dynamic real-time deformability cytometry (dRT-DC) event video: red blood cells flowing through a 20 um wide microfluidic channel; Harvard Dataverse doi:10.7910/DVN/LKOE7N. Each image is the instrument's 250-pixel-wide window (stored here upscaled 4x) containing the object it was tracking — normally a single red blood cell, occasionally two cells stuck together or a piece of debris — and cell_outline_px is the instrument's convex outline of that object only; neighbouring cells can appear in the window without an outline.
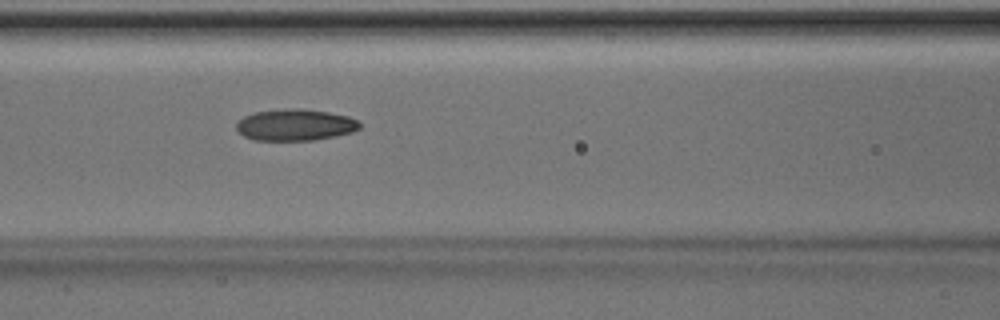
{"species": "Egyptian fruit bat (a non-hibernating species)", "species_latin": "Rousettus aegyptiacus", "temperature_condition": "room temperature", "stored_images_in_passage": 45, "camera_frame_rate_fps": 3000, "um_per_image_px": 0.085, "animal": {"sex": "male"}, "frame": {"image": 1, "passage_image": 21, "time_ms": 6.667, "image_size_px": [1000, 320], "cell_outline_px": [[360, 128], [352, 132], [336, 136], [312, 140], [252, 140], [244, 136], [236, 128], [236, 124], [244, 116], [252, 112], [284, 108], [300, 108], [328, 112], [348, 116], [360, 120]], "centroid_in_image_um": [25.1, 10.6], "position_along_channel_um": 141.5, "area_um2": 22.83}}
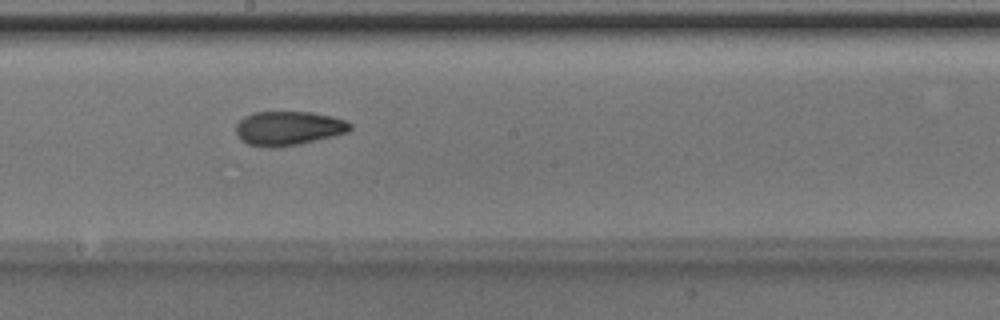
{"frame": {"image": 2, "passage_image": 27, "time_ms": 8.667, "image_size_px": [1000, 320], "cell_outline_px": [[352, 128], [348, 132], [300, 144], [276, 148], [268, 148], [248, 144], [240, 140], [236, 136], [236, 124], [244, 116], [252, 112], [312, 112], [332, 116], [344, 120], [352, 124]], "centroid_in_image_um": [24.48, 10.91], "position_along_channel_um": 223.7, "area_um2": 22.95}}
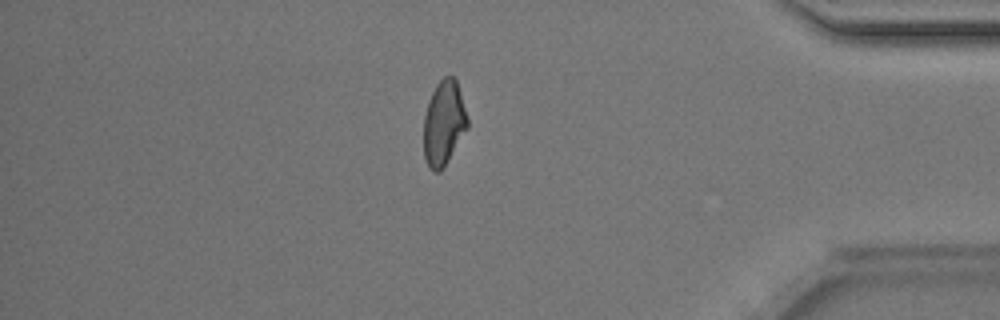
{"frame": {"image": 3, "passage_image": 42, "time_ms": 13.667, "image_size_px": [1000, 320], "cell_outline_px": [[468, 128], [440, 172], [432, 172], [428, 168], [424, 160], [424, 116], [428, 100], [436, 84], [444, 76], [452, 76], [456, 80], [468, 120]], "centroid_in_image_um": [37.7, 10.49], "position_along_channel_um": 397.5, "area_um2": 21.56}, "authors_computed_cell_mechanics": {"area_um2": 22.1374, "velocity_mm_per_s": 4.1171, "shape_relaxation_time_tau1_ms": null, "shape_relaxation_time_tau2_ms": 2.1763, "deformation_change_tau1": null, "deformation_change_tau2": 0.0837}}